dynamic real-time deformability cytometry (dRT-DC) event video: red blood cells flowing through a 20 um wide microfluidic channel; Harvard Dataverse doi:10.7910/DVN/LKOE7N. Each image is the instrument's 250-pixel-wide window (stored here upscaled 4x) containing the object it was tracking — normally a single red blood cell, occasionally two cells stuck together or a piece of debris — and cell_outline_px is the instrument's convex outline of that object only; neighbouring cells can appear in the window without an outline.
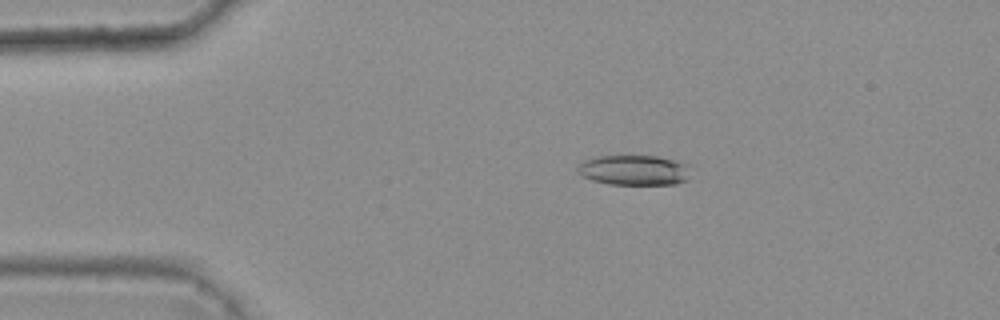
{"species": "common noctule bat (a hibernating species)", "species_latin": "Nyctalus noctula", "temperature_condition": "warm", "stored_images_in_passage": 4, "camera_frame_rate_fps": 3000, "um_per_image_px": 0.085, "animal": {"sex": "female", "body_mass_g": 25.1}, "frame": {"image": 1, "passage_image": 3, "time_ms": 0.667, "image_size_px": [1000, 320], "cell_outline_px": [[688, 180], [676, 184], [608, 184], [592, 180], [576, 172], [576, 168], [584, 160], [596, 156], [656, 156], [688, 164]], "centroid_in_image_um": [53.87, 14.46], "position_along_channel_um": 31.1, "area_um2": 19.77}}